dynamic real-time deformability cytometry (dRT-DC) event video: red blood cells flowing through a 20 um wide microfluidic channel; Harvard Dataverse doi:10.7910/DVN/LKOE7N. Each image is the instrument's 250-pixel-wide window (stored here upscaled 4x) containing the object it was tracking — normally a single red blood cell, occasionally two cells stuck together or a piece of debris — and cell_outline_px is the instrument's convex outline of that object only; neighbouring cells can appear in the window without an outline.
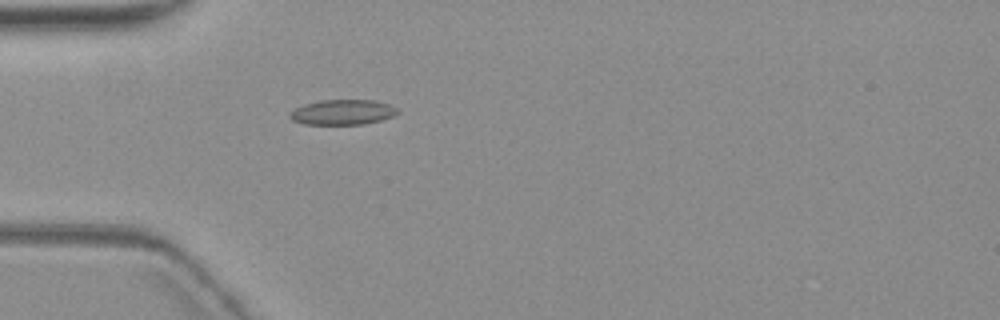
{"species": "common noctule bat (a hibernating species)", "species_latin": "Nyctalus noctula", "temperature_condition": "warm", "stored_images_in_passage": 1, "camera_frame_rate_fps": 3000, "um_per_image_px": 0.085, "animal": {"sex": "female", "body_mass_g": 19.3, "forearm_length_mm": 54.1}, "frame": {"image": 1, "passage_image": 1, "time_ms": 0.0, "image_size_px": [1000, 320], "cell_outline_px": [[400, 112], [392, 116], [380, 120], [364, 124], [304, 124], [292, 120], [288, 116], [288, 112], [304, 104], [320, 100], [376, 100], [388, 104], [396, 108]], "centroid_in_image_um": [29.09, 9.53], "position_along_channel_um": 55.9, "area_um2": 15.78}}